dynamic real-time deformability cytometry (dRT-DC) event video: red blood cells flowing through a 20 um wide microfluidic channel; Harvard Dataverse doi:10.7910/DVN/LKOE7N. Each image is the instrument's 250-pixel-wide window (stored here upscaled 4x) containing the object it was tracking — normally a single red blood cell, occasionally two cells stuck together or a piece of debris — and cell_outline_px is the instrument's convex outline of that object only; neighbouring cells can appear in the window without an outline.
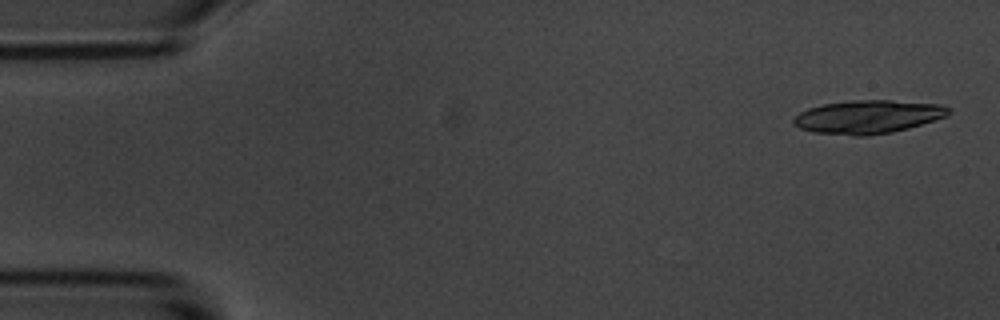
{"species": "common noctule bat (a hibernating species)", "species_latin": "Nyctalus noctula", "temperature_condition": "room temperature", "stored_images_in_passage": 6, "camera_frame_rate_fps": 3000, "um_per_image_px": 0.085, "animal": {"sex": "male", "body_mass_g": 20.1, "forearm_length_mm": 53.5}, "frame": {"image": 1, "passage_image": 1, "time_ms": 0.0, "image_size_px": [1000, 320], "cell_outline_px": [[952, 112], [948, 116], [908, 128], [892, 132], [864, 136], [852, 136], [816, 132], [800, 128], [792, 124], [792, 120], [800, 112], [808, 108], [824, 104], [852, 100], [892, 100], [944, 104], [952, 108]], "centroid_in_image_um": [73.83, 9.92], "position_along_channel_um": 11.2, "area_um2": 30.35}}